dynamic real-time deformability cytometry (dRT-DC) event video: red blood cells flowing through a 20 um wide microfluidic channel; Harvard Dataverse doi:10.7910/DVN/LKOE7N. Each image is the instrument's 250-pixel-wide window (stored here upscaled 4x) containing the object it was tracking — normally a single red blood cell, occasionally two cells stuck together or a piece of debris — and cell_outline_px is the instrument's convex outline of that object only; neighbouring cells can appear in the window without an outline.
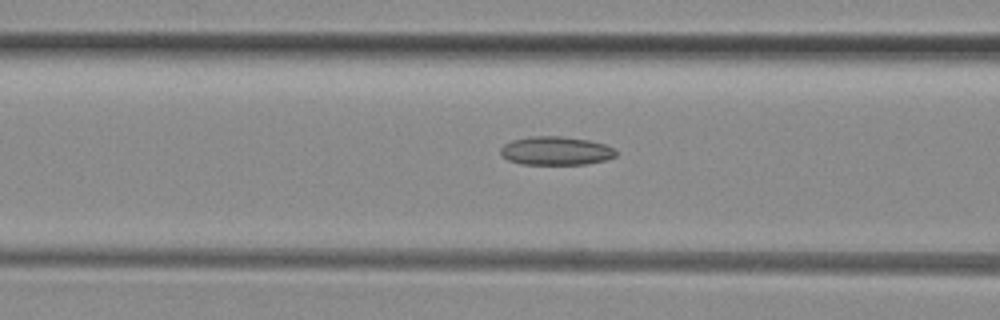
{"species": "common noctule bat (a hibernating species)", "species_latin": "Nyctalus noctula", "temperature_condition": "room temperature", "stored_images_in_passage": 18, "camera_frame_rate_fps": 3000, "um_per_image_px": 0.085, "animal": {"sex": "female", "body_mass_g": 29.2, "forearm_length_mm": 56.3}, "frame": {"image": 1, "passage_image": 13, "time_ms": 4.0, "image_size_px": [1000, 320], "cell_outline_px": [[616, 156], [604, 160], [584, 164], [520, 164], [508, 160], [500, 152], [500, 148], [504, 144], [512, 140], [532, 136], [564, 136], [588, 140], [604, 144], [616, 148]], "centroid_in_image_um": [47.25, 12.81], "position_along_channel_um": 119.3, "area_um2": 19.19}}
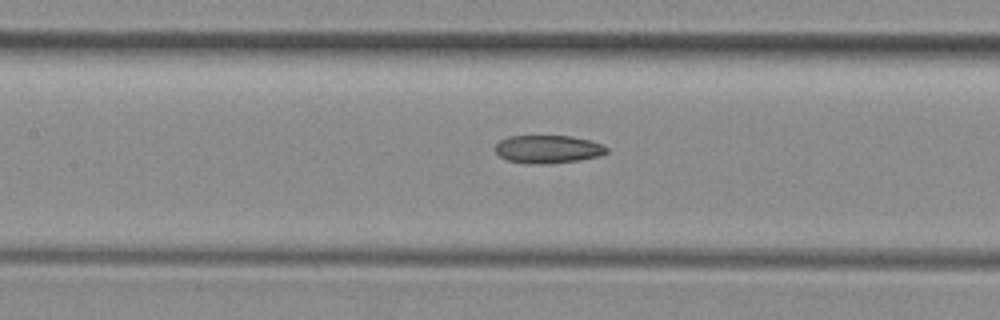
{"frame": {"image": 2, "passage_image": 16, "time_ms": 5.0, "image_size_px": [1000, 320], "cell_outline_px": [[608, 152], [600, 156], [580, 160], [544, 164], [532, 164], [508, 160], [500, 156], [496, 152], [496, 144], [500, 140], [508, 136], [572, 136], [592, 140], [604, 144], [608, 148]], "centroid_in_image_um": [46.63, 12.67], "position_along_channel_um": 160.8, "area_um2": 18.32}}